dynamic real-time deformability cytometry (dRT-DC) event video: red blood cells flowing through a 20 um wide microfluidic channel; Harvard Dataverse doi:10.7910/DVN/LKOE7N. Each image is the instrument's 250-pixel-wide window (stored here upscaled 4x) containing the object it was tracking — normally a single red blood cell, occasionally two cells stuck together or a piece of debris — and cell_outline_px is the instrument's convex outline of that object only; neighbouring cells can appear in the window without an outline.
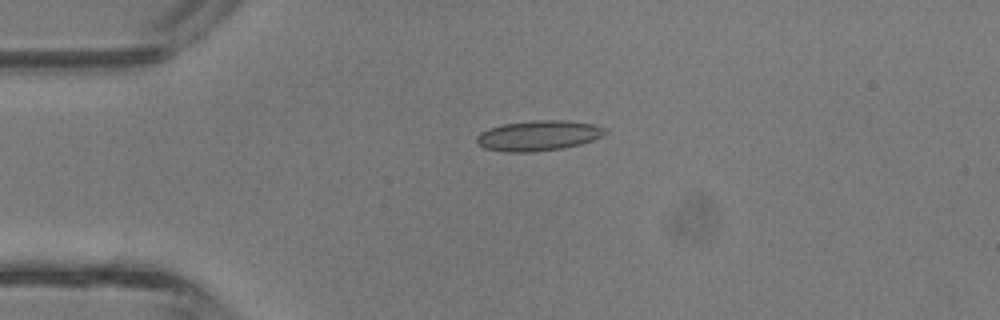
{"species": "common noctule bat (a hibernating species)", "species_latin": "Nyctalus noctula", "temperature_condition": "room temperature", "stored_images_in_passage": 33, "camera_frame_rate_fps": 3000, "um_per_image_px": 0.085, "animal": {"sex": "male", "body_mass_g": 13.3}, "frame": {"image": 1, "passage_image": 1, "time_ms": 0.0, "image_size_px": [1000, 320], "cell_outline_px": [[608, 132], [592, 140], [580, 144], [564, 148], [532, 152], [504, 152], [484, 148], [476, 144], [476, 136], [480, 132], [488, 128], [504, 124], [536, 120], [568, 120], [592, 124], [608, 128]], "centroid_in_image_um": [45.74, 11.53], "position_along_channel_um": 39.3, "area_um2": 22.83}}
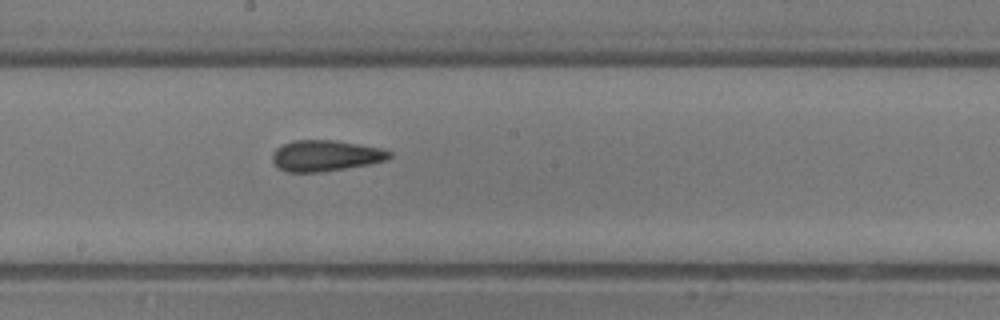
{"frame": {"image": 2, "passage_image": 14, "time_ms": 4.333, "image_size_px": [1000, 320], "cell_outline_px": [[392, 156], [388, 160], [368, 164], [320, 172], [288, 172], [276, 168], [272, 160], [272, 152], [276, 148], [292, 140], [332, 140], [380, 148], [392, 152]], "centroid_in_image_um": [27.63, 13.24], "position_along_channel_um": 220.6, "area_um2": 21.1}}
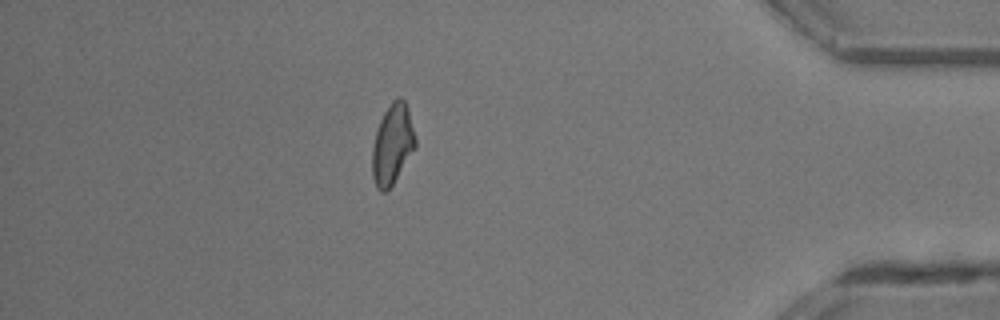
{"frame": {"image": 3, "passage_image": 28, "time_ms": 9.0, "image_size_px": [1000, 320], "cell_outline_px": [[416, 148], [388, 192], [380, 192], [376, 188], [372, 176], [372, 148], [376, 132], [380, 120], [384, 112], [392, 100], [396, 96], [400, 96], [404, 100], [408, 108], [416, 140]], "centroid_in_image_um": [33.35, 12.29], "position_along_channel_um": 401.8, "area_um2": 20.46}, "authors_computed_cell_mechanics": {"area_um2": 21.0392, "velocity_mm_per_s": 4.8472, "shape_relaxation_time_tau1_ms": 10.6324, "shape_relaxation_time_tau2_ms": 1.7458, "deformation_change_tau1": 0.1899, "deformation_change_tau2": 0.0904}}